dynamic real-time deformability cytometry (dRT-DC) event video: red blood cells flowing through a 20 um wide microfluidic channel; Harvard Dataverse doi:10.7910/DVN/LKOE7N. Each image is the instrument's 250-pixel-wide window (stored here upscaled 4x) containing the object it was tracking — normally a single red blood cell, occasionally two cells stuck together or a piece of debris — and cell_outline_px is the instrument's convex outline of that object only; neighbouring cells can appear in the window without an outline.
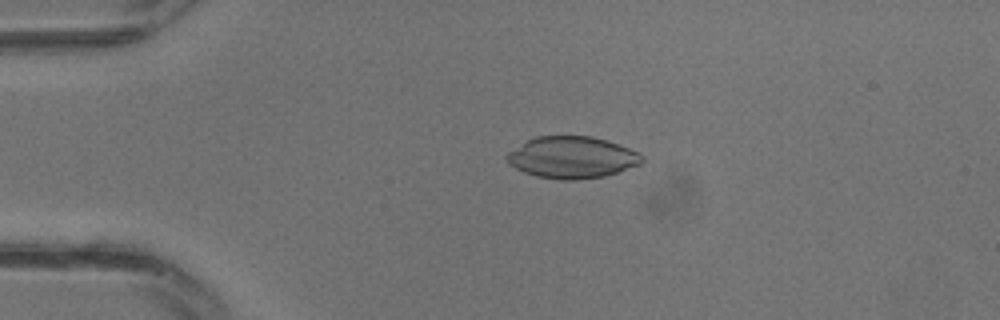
{"species": "common noctule bat (a hibernating species)", "species_latin": "Nyctalus noctula", "temperature_condition": "warm", "stored_images_in_passage": 17, "camera_frame_rate_fps": 3000, "um_per_image_px": 0.085, "animal": {"sex": "male", "body_mass_g": 13.3}, "frame": {"image": 1, "passage_image": 7, "time_ms": 2.0, "image_size_px": [1000, 320], "cell_outline_px": [[644, 160], [640, 164], [604, 176], [576, 180], [560, 180], [536, 176], [524, 172], [508, 164], [504, 156], [508, 152], [528, 140], [536, 136], [592, 136], [628, 148], [644, 156]], "centroid_in_image_um": [48.58, 13.39], "position_along_channel_um": 36.4, "area_um2": 32.66}}
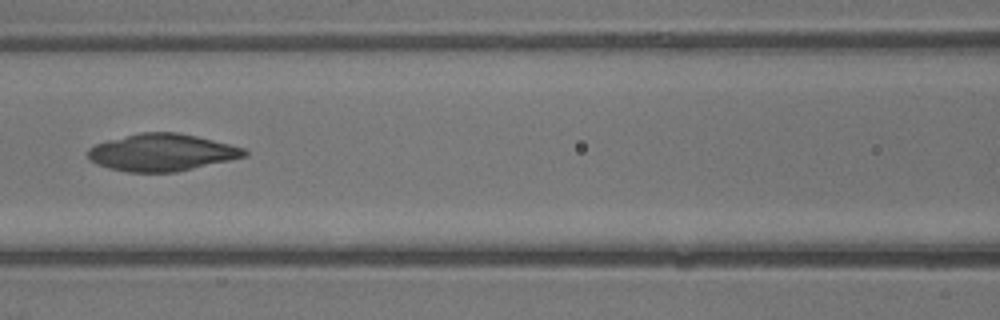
{"frame": {"image": 2, "passage_image": 14, "time_ms": 4.333, "image_size_px": [1000, 320], "cell_outline_px": [[248, 156], [176, 172], [128, 172], [108, 168], [96, 164], [88, 160], [88, 148], [96, 144], [108, 140], [140, 132], [176, 132], [196, 136], [244, 148], [248, 152]], "centroid_in_image_um": [13.73, 12.96], "position_along_channel_um": 152.9, "area_um2": 33.81}}
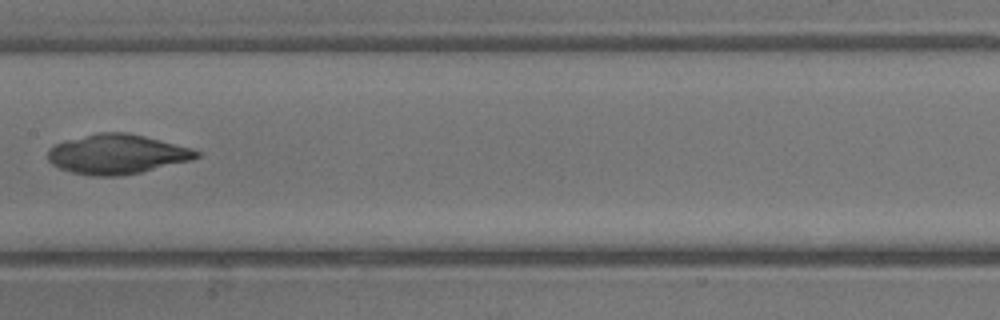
{"frame": {"image": 3, "passage_image": 16, "time_ms": 5.0, "image_size_px": [1000, 320], "cell_outline_px": [[200, 156], [192, 160], [140, 172], [120, 176], [92, 176], [72, 172], [60, 168], [52, 164], [48, 160], [48, 148], [64, 140], [96, 132], [128, 132], [192, 148], [200, 152]], "centroid_in_image_um": [9.93, 13.1], "position_along_channel_um": 197.5, "area_um2": 34.39}}